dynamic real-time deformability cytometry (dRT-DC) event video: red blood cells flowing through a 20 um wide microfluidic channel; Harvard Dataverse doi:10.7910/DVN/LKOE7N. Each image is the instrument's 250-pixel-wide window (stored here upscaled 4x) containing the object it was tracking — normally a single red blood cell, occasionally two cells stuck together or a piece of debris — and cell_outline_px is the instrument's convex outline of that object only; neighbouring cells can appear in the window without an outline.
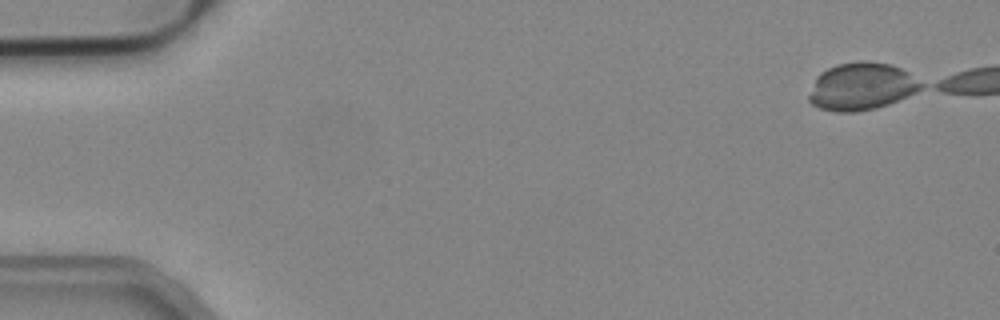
{"species": "common noctule bat (a hibernating species)", "species_latin": "Nyctalus noctula", "temperature_condition": "cold", "stored_images_in_passage": 1, "camera_frame_rate_fps": 3000, "um_per_image_px": 0.085, "animal": {"sex": "male", "body_mass_g": 19.2, "forearm_length_mm": 51.8}, "frame": {"image": 1, "passage_image": 1, "time_ms": 0.0, "image_size_px": [1000, 320], "cell_outline_px": [[924, 88], [916, 92], [888, 104], [876, 108], [856, 112], [836, 112], [820, 108], [812, 104], [808, 100], [808, 96], [816, 76], [820, 72], [836, 64], [860, 60], [868, 60], [892, 64], [908, 72], [924, 84]], "centroid_in_image_um": [73.22, 7.33], "position_along_channel_um": 11.8, "area_um2": 31.27}}